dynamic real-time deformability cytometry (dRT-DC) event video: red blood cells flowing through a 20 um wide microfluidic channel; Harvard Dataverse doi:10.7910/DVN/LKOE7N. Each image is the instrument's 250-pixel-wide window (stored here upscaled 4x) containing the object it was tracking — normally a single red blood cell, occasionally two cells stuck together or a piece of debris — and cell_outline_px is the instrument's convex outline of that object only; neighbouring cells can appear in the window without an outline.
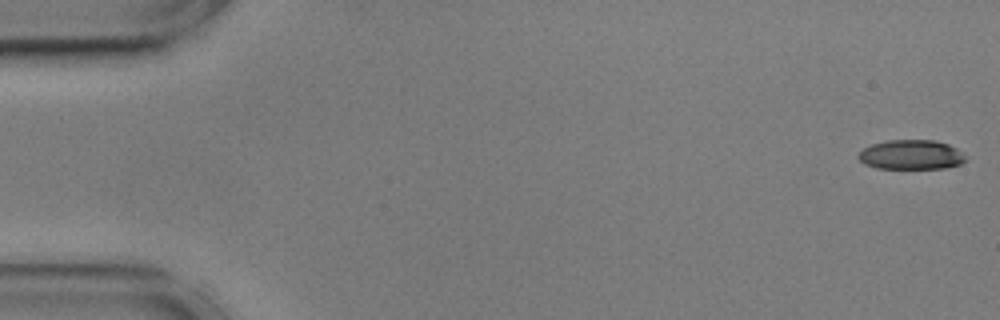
{"species": "common noctule bat (a hibernating species)", "species_latin": "Nyctalus noctula", "temperature_condition": "cold", "stored_images_in_passage": 55, "camera_frame_rate_fps": 3000, "um_per_image_px": 0.085, "animal": {"sex": "male", "body_mass_g": 17.9, "forearm_length_mm": 54.2}, "frame": {"image": 1, "passage_image": 1, "time_ms": 0.0, "image_size_px": [1000, 320], "cell_outline_px": [[968, 160], [960, 164], [948, 168], [876, 168], [864, 164], [856, 156], [864, 148], [872, 144], [888, 140], [936, 140], [948, 144], [956, 148]], "centroid_in_image_um": [77.45, 13.15], "position_along_channel_um": 7.6, "area_um2": 18.5}}
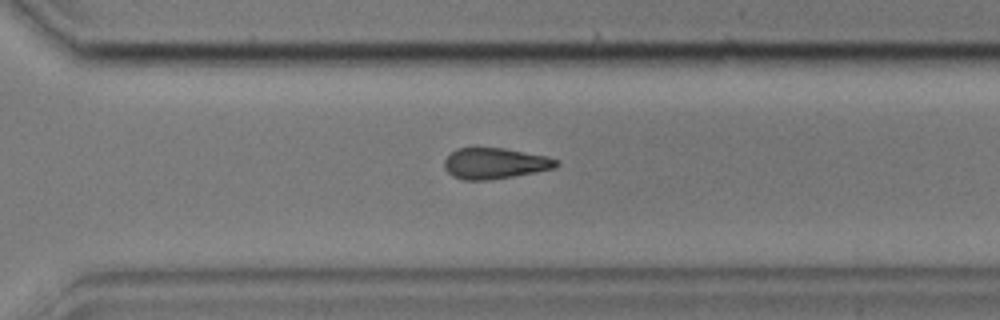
{"frame": {"image": 2, "passage_image": 39, "time_ms": 12.667, "image_size_px": [1000, 320], "cell_outline_px": [[560, 164], [556, 168], [512, 176], [488, 180], [464, 180], [452, 176], [444, 168], [444, 160], [456, 148], [504, 148], [548, 156], [560, 160]], "centroid_in_image_um": [42.09, 13.88], "position_along_channel_um": 328.5, "area_um2": 20.23}}
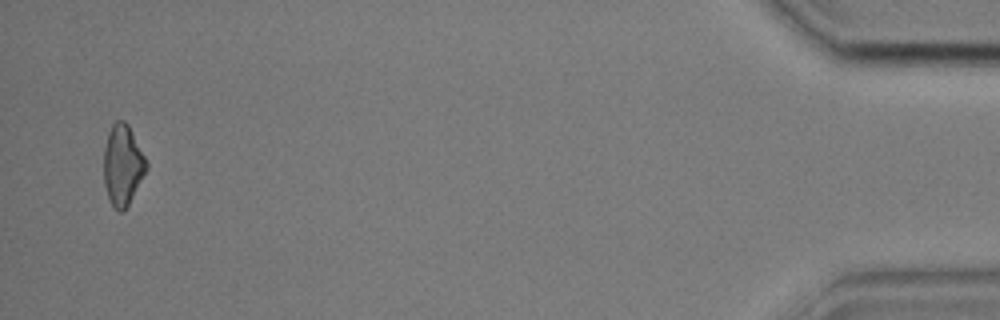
{"frame": {"image": 3, "passage_image": 54, "time_ms": 17.667, "image_size_px": [1000, 320], "cell_outline_px": [[148, 168], [124, 212], [120, 212], [112, 204], [108, 196], [104, 184], [104, 148], [108, 132], [112, 124], [116, 120], [124, 120], [128, 124], [148, 164]], "centroid_in_image_um": [10.42, 14.02], "position_along_channel_um": 424.8, "area_um2": 19.83}, "authors_computed_cell_mechanics": {"area_um2": 20.4612, "velocity_mm_per_s": 3.5972, "shape_relaxation_time_tau1_ms": 5.7147, "shape_relaxation_time_tau2_ms": 10.6486, "deformation_change_tau1": 0.1192, "deformation_change_tau2": 0.2417}}